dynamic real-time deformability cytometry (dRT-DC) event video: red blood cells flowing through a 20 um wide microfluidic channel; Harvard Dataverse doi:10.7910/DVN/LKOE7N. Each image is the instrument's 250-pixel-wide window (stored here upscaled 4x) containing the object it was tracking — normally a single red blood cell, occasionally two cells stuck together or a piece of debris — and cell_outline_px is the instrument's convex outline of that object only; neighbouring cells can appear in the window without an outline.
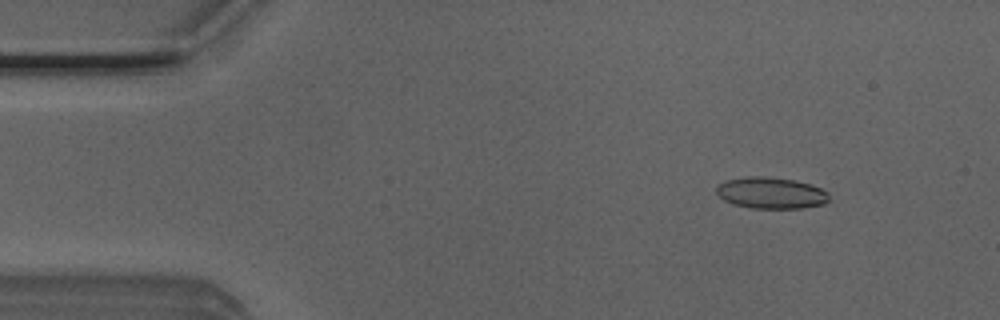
{"species": "Egyptian fruit bat (a non-hibernating species)", "species_latin": "Rousettus aegyptiacus", "temperature_condition": "room temperature", "stored_images_in_passage": 48, "camera_frame_rate_fps": 3000, "um_per_image_px": 0.085, "animal": {"sex": "male"}, "frame": {"image": 1, "passage_image": 3, "time_ms": 0.667, "image_size_px": [1000, 320], "cell_outline_px": [[828, 200], [824, 204], [800, 208], [752, 208], [732, 204], [724, 200], [716, 192], [716, 188], [724, 180], [748, 176], [764, 176], [796, 180], [812, 184], [828, 192]], "centroid_in_image_um": [65.53, 16.39], "position_along_channel_um": 19.5, "area_um2": 20.69}}
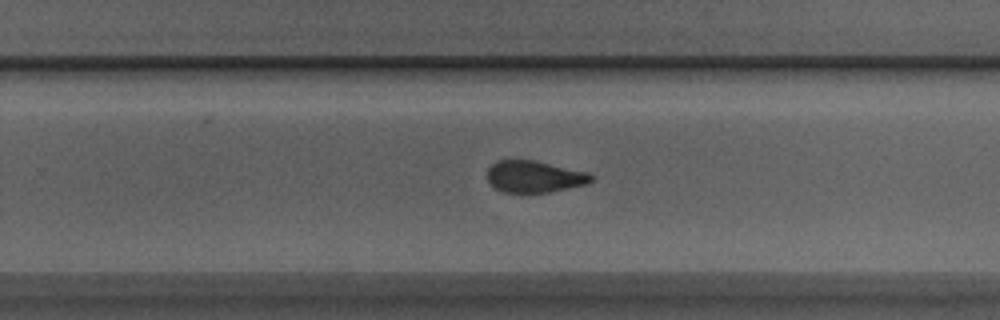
{"frame": {"image": 2, "passage_image": 29, "time_ms": 9.333, "image_size_px": [1000, 320], "cell_outline_px": [[596, 180], [588, 184], [548, 192], [504, 192], [496, 188], [488, 180], [488, 168], [496, 160], [532, 160], [588, 172], [596, 176]], "centroid_in_image_um": [45.48, 15.01], "position_along_channel_um": 284.3, "area_um2": 19.19}}
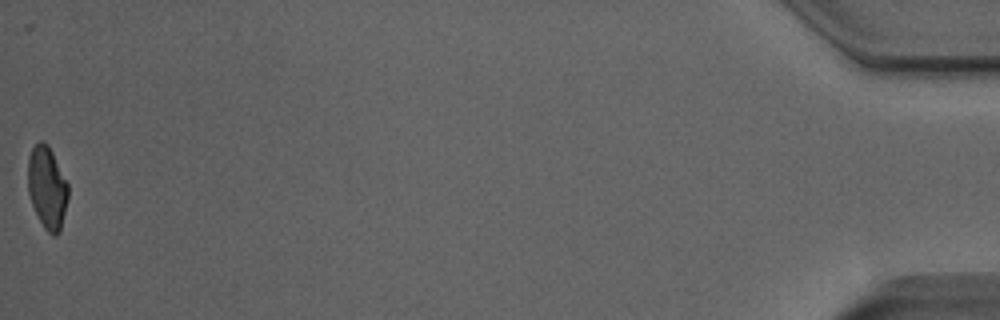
{"frame": {"image": 3, "passage_image": 48, "time_ms": 15.667, "image_size_px": [1000, 320], "cell_outline_px": [[68, 196], [60, 232], [56, 236], [52, 236], [44, 228], [32, 204], [28, 192], [28, 156], [32, 148], [40, 140], [44, 140], [48, 144], [68, 184]], "centroid_in_image_um": [4.0, 15.94], "position_along_channel_um": 431.2, "area_um2": 19.25}, "authors_computed_cell_mechanics": {"area_um2": 20.2011, "velocity_mm_per_s": 4.0086, "shape_relaxation_time_tau1_ms": null, "shape_relaxation_time_tau2_ms": 1.7431, "deformation_change_tau1": null, "deformation_change_tau2": 0.093}}